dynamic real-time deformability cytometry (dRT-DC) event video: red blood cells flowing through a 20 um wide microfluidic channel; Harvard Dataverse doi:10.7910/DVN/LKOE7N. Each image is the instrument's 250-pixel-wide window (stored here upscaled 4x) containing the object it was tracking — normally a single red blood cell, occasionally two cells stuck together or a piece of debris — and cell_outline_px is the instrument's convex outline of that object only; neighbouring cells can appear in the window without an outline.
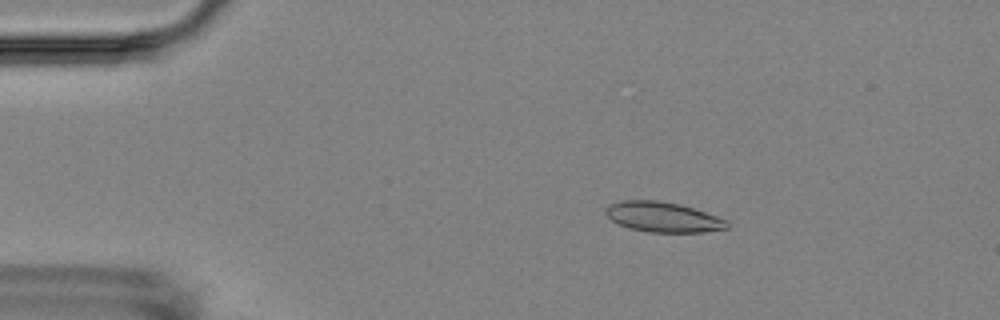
{"species": "Egyptian fruit bat (a non-hibernating species)", "species_latin": "Rousettus aegyptiacus", "temperature_condition": "room temperature", "stored_images_in_passage": 4, "camera_frame_rate_fps": 3000, "um_per_image_px": 0.085, "animal": {"sex": "female"}, "frame": {"image": 1, "passage_image": 2, "time_ms": 1.333, "image_size_px": [1000, 320], "cell_outline_px": [[728, 228], [704, 232], [648, 232], [628, 228], [612, 220], [604, 212], [604, 208], [608, 204], [624, 200], [660, 200], [680, 204], [728, 220]], "centroid_in_image_um": [56.32, 18.44], "position_along_channel_um": 28.7, "area_um2": 21.33}}